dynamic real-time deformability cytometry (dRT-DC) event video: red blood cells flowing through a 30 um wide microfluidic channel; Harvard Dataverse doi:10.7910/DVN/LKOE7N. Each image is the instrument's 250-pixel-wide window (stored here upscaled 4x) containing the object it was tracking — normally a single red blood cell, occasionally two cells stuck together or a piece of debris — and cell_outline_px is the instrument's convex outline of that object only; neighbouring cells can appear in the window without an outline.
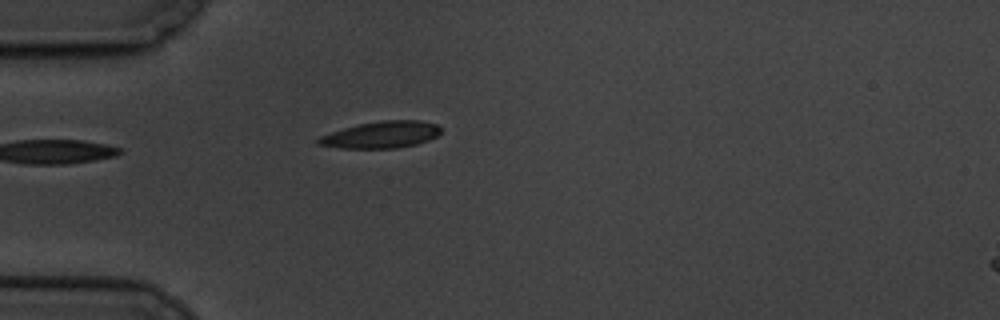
{"species": "common noctule bat (a hibernating species)", "species_latin": "Nyctalus noctula", "temperature_condition": "cold", "stored_images_in_passage": 3, "camera_frame_rate_fps": 3000, "um_per_image_px": 0.085, "animal": {"sex": "male", "body_mass_g": 19.5, "forearm_length_mm": 54.6}, "frame": {"image": 1, "passage_image": 3, "time_ms": 3.0, "image_size_px": [1000, 320], "cell_outline_px": [[440, 132], [436, 136], [428, 140], [416, 144], [396, 148], [340, 148], [316, 144], [316, 140], [320, 136], [344, 128], [360, 124], [380, 120], [420, 120], [436, 124], [440, 128]], "centroid_in_image_um": [32.4, 11.45], "position_along_channel_um": 52.6, "area_um2": 18.96}}